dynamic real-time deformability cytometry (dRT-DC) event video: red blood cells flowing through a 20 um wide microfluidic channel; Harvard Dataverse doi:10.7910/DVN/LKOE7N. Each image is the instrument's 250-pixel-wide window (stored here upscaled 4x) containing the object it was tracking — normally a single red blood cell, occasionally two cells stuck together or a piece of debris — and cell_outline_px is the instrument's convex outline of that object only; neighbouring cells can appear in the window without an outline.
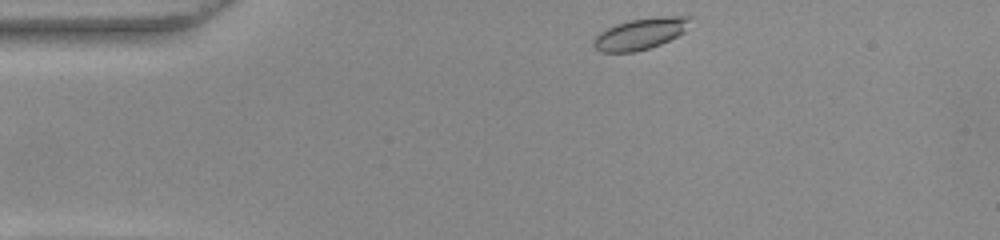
{"species": "common noctule bat (a hibernating species)", "species_latin": "Nyctalus noctula", "temperature_condition": "warm", "stored_images_in_passage": 45, "camera_frame_rate_fps": 3000, "um_per_image_px": 0.085, "animal": {"sex": "female", "body_mass_g": 22.0, "forearm_length_mm": 56.7}, "frame": {"image": 1, "passage_image": 1, "time_ms": 0.0, "image_size_px": [1000, 240], "cell_outline_px": [[696, 16], [684, 32], [660, 44], [636, 52], [600, 52], [592, 44], [592, 40], [600, 32], [616, 24], [628, 20], [660, 16]], "centroid_in_image_um": [54.46, 2.85], "position_along_channel_um": 30.5, "area_um2": 17.74}}
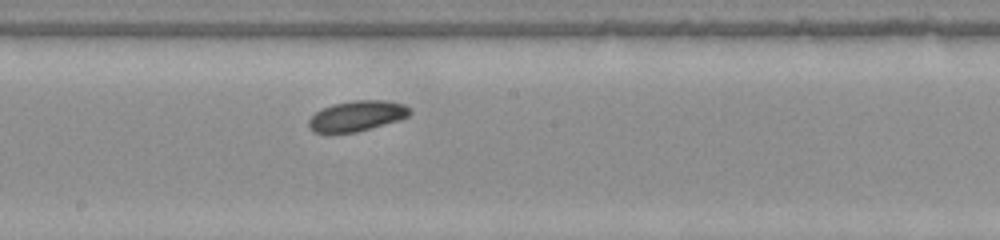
{"frame": {"image": 2, "passage_image": 20, "time_ms": 6.333, "image_size_px": [1000, 240], "cell_outline_px": [[412, 112], [408, 116], [400, 120], [356, 132], [312, 132], [308, 128], [308, 120], [316, 112], [332, 104], [352, 100], [384, 100], [404, 104], [412, 108]], "centroid_in_image_um": [30.37, 9.84], "position_along_channel_um": 217.8, "area_um2": 17.98}}
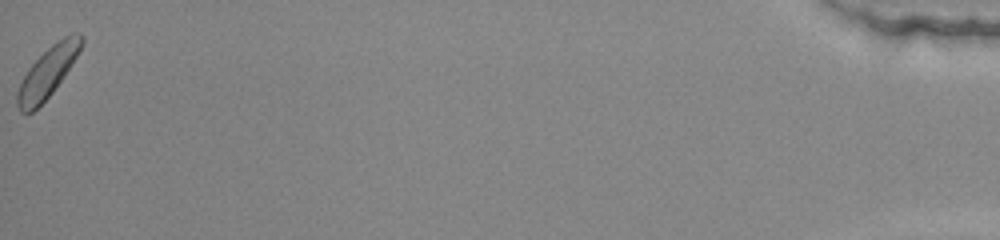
{"frame": {"image": 3, "passage_image": 45, "time_ms": 14.667, "image_size_px": [1000, 240], "cell_outline_px": [[84, 40], [76, 56], [52, 92], [32, 112], [20, 112], [16, 104], [16, 92], [28, 68], [52, 44], [64, 36], [72, 32], [80, 32], [84, 36]], "centroid_in_image_um": [4.04, 6.11], "position_along_channel_um": 431.2, "area_um2": 18.26}, "authors_computed_cell_mechanics": {"area_um2": 18.1492, "velocity_mm_per_s": 3.7896, "shape_relaxation_time_tau1_ms": 1.2371, "shape_relaxation_time_tau2_ms": null, "deformation_change_tau1": 0.0699, "deformation_change_tau2": null}}